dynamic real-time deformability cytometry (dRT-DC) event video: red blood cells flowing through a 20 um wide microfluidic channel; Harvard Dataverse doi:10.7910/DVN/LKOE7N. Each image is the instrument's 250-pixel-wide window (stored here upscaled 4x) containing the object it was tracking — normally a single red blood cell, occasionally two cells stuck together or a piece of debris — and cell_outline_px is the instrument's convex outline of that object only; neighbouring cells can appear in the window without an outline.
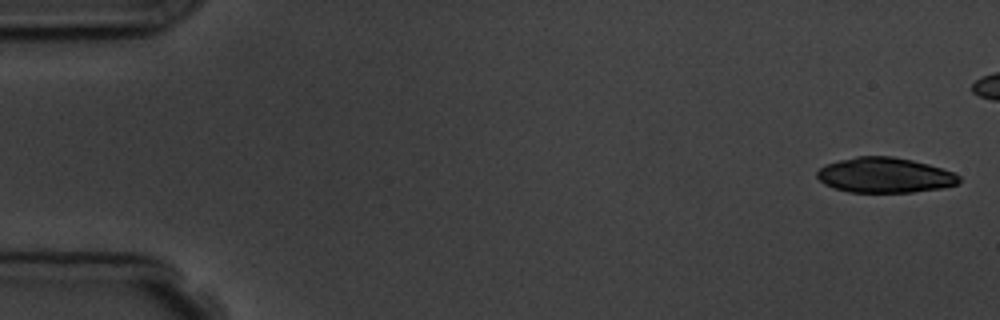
{"species": "common noctule bat (a hibernating species)", "species_latin": "Nyctalus noctula", "temperature_condition": "room temperature", "stored_images_in_passage": 6, "segment_of_instrument_passage": [1, 2], "camera_frame_rate_fps": 3000, "um_per_image_px": 0.085, "animal": {"sex": "male", "body_mass_g": 19.5, "forearm_length_mm": 54.6}, "frame": {"image": 1, "passage_image": 1, "time_ms": 0.0, "image_size_px": [1000, 320], "cell_outline_px": [[960, 180], [956, 184], [940, 188], [912, 192], [848, 192], [824, 184], [816, 176], [816, 172], [824, 164], [856, 156], [892, 156], [912, 160], [928, 164], [952, 172], [960, 176]], "centroid_in_image_um": [75.17, 14.88], "position_along_channel_um": 9.8, "area_um2": 28.96}}